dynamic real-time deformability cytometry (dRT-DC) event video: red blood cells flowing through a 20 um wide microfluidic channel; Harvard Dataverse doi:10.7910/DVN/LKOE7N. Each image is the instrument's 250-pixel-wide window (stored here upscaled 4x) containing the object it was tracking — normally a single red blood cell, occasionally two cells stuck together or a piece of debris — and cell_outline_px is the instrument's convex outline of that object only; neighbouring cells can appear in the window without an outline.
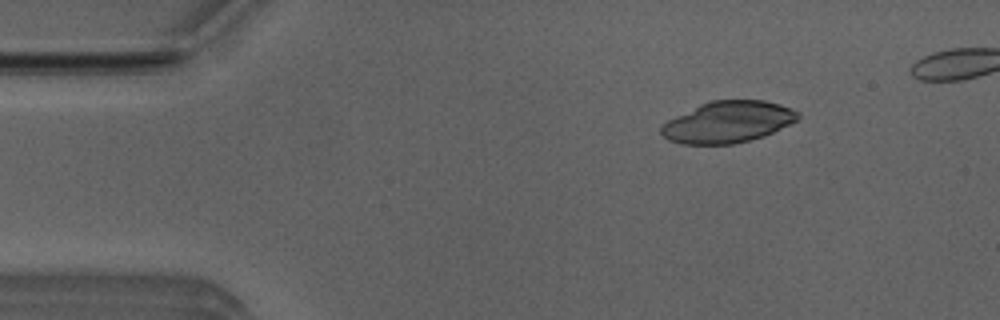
{"species": "Egyptian fruit bat (a non-hibernating species)", "species_latin": "Rousettus aegyptiacus", "temperature_condition": "room temperature", "stored_images_in_passage": 4, "camera_frame_rate_fps": 3000, "um_per_image_px": 0.085, "animal": {"sex": "male"}, "frame": {"image": 1, "passage_image": 1, "time_ms": 0.0, "image_size_px": [1000, 320], "cell_outline_px": [[800, 116], [796, 120], [764, 136], [732, 144], [680, 144], [668, 140], [660, 132], [660, 124], [700, 104], [712, 100], [764, 100], [780, 104], [792, 108], [800, 112]], "centroid_in_image_um": [61.85, 10.37], "position_along_channel_um": 23.2, "area_um2": 32.95}}